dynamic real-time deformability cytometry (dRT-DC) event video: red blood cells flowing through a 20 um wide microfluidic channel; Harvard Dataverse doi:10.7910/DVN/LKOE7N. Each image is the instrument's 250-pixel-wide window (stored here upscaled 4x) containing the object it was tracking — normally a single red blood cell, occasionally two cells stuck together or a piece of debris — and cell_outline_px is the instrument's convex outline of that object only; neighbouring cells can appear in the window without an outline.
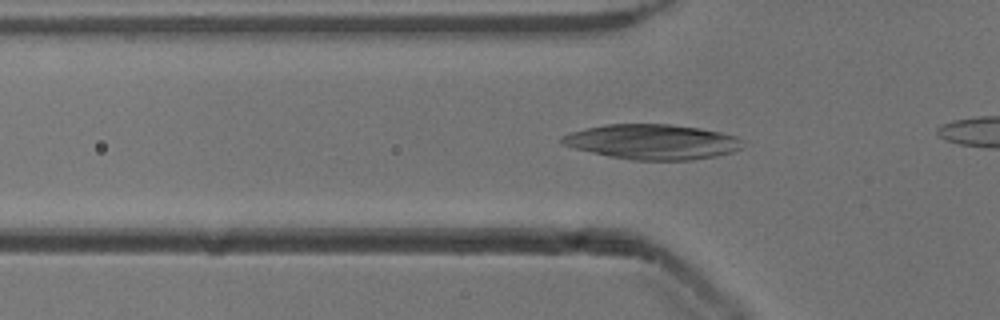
{"species": "common noctule bat (a hibernating species)", "species_latin": "Nyctalus noctula", "temperature_condition": "cold", "stored_images_in_passage": 42, "camera_frame_rate_fps": 3000, "um_per_image_px": 0.085, "animal": {"sex": "male", "body_mass_g": 13.3}, "frame": {"image": 1, "passage_image": 17, "time_ms": 5.333, "image_size_px": [1000, 320], "cell_outline_px": [[740, 148], [732, 152], [716, 156], [692, 160], [632, 160], [592, 152], [576, 148], [564, 144], [560, 140], [560, 136], [572, 132], [604, 124], [668, 124], [700, 128], [720, 132], [736, 136], [740, 140]], "centroid_in_image_um": [55.45, 12.05], "position_along_channel_um": 70.3, "area_um2": 36.47}}
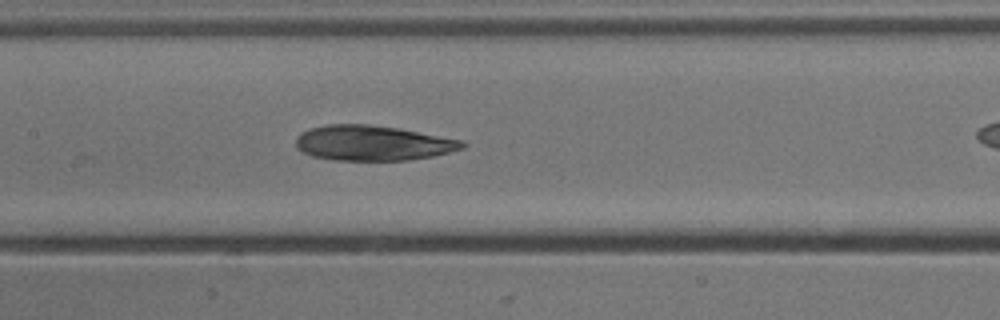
{"frame": {"image": 2, "passage_image": 25, "time_ms": 8.0, "image_size_px": [1000, 320], "cell_outline_px": [[468, 144], [464, 148], [432, 156], [408, 160], [332, 160], [312, 156], [296, 148], [296, 136], [300, 132], [308, 128], [328, 124], [368, 124], [400, 128], [464, 140]], "centroid_in_image_um": [31.68, 12.15], "position_along_channel_um": 175.7, "area_um2": 34.39}}
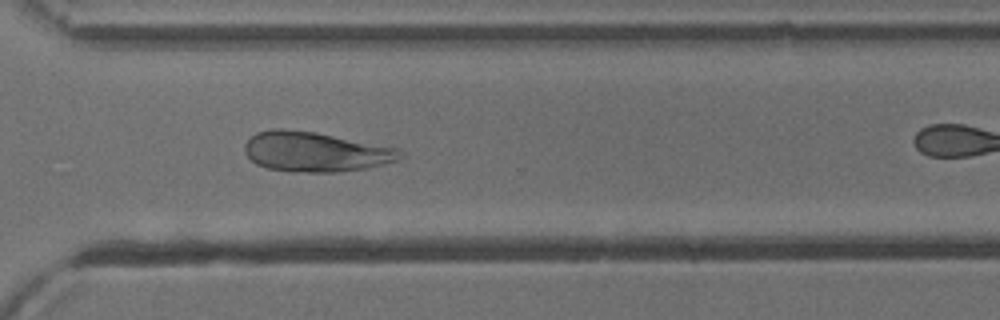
{"frame": {"image": 3, "passage_image": 38, "time_ms": 12.333, "image_size_px": [1000, 320], "cell_outline_px": [[404, 156], [400, 160], [384, 164], [364, 168], [336, 172], [292, 172], [268, 168], [256, 164], [244, 152], [244, 144], [256, 132], [276, 128], [284, 128], [316, 132], [400, 148], [404, 152]], "centroid_in_image_um": [26.84, 12.89], "position_along_channel_um": 343.8, "area_um2": 36.41}}